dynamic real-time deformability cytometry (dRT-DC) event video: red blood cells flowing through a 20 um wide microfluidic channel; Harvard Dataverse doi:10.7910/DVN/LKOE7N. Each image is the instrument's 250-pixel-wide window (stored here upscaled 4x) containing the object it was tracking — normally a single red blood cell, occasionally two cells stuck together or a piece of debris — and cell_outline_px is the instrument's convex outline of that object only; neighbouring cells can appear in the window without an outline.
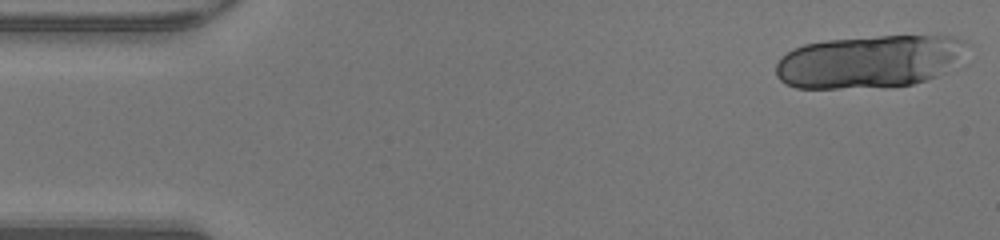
{"species": "human", "species_latin": "Homo sapiens", "temperature_condition": "warm", "stored_images_in_passage": 14, "segment_of_instrument_passage": [1, 2], "camera_frame_rate_fps": 3000, "um_per_image_px": 0.085, "donor": {"sex": "male"}, "frame": {"image": 1, "passage_image": 1, "time_ms": 0.0, "image_size_px": [1000, 240], "cell_outline_px": [[968, 44], [944, 72], [936, 76], [912, 84], [836, 88], [796, 88], [784, 84], [776, 76], [776, 64], [780, 56], [792, 48], [804, 44], [828, 40], [880, 36], [952, 36], [964, 40]], "centroid_in_image_um": [73.77, 5.22], "position_along_channel_um": 11.2, "area_um2": 57.92}}